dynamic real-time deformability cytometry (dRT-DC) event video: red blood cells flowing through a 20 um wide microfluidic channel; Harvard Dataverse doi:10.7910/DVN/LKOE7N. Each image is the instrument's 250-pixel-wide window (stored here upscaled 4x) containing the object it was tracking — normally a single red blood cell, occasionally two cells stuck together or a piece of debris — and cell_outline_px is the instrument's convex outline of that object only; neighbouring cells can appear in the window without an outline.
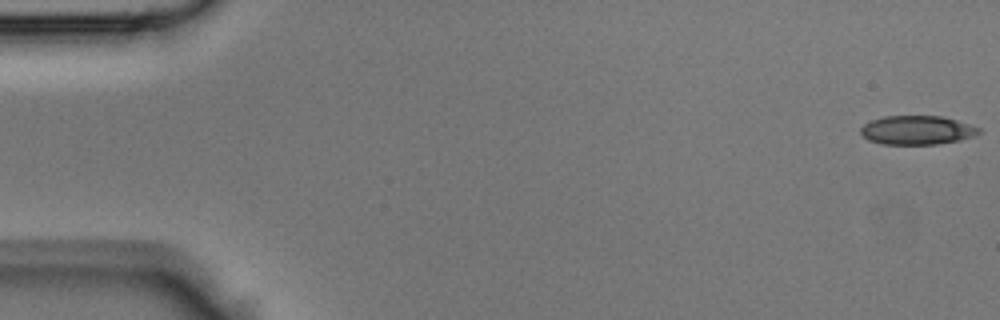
{"species": "Egyptian fruit bat (a non-hibernating species)", "species_latin": "Rousettus aegyptiacus", "temperature_condition": "room temperature", "stored_images_in_passage": 8, "camera_frame_rate_fps": 3000, "um_per_image_px": 0.085, "animal": {"sex": "male"}, "frame": {"image": 1, "passage_image": 1, "time_ms": 0.0, "image_size_px": [1000, 320], "cell_outline_px": [[980, 132], [972, 136], [960, 140], [936, 144], [884, 144], [868, 140], [860, 132], [860, 128], [864, 124], [872, 120], [884, 116], [944, 116], [980, 128]], "centroid_in_image_um": [77.93, 11.06], "position_along_channel_um": 7.1, "area_um2": 19.77}}